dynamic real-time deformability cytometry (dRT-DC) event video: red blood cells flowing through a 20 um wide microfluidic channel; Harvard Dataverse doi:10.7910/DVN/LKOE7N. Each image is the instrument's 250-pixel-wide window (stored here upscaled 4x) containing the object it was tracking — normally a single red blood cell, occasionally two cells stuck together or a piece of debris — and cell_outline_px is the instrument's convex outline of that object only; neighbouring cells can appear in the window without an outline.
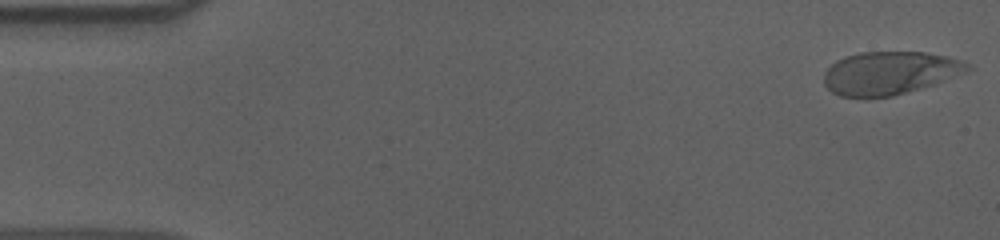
{"species": "human", "species_latin": "Homo sapiens", "temperature_condition": "cold", "stored_images_in_passage": 55, "camera_frame_rate_fps": 3000, "um_per_image_px": 0.085, "donor": {"sex": "male"}, "frame": {"image": 1, "passage_image": 1, "time_ms": 0.0, "image_size_px": [1000, 240], "cell_outline_px": [[972, 68], [932, 84], [892, 96], [840, 96], [832, 92], [824, 84], [824, 72], [836, 60], [860, 52], [924, 52], [948, 56], [960, 60], [968, 64]], "centroid_in_image_um": [75.57, 6.18], "position_along_channel_um": 9.4, "area_um2": 35.2}}
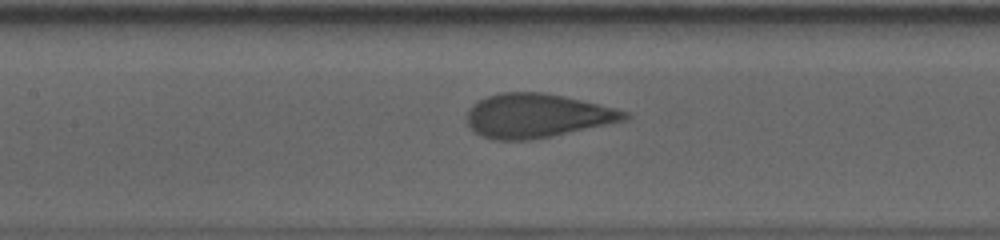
{"frame": {"image": 2, "passage_image": 25, "time_ms": 8.0, "image_size_px": [1000, 240], "cell_outline_px": [[632, 116], [628, 120], [552, 136], [528, 140], [492, 140], [480, 136], [468, 124], [468, 112], [472, 104], [488, 96], [500, 92], [544, 92], [564, 96], [616, 108], [628, 112]], "centroid_in_image_um": [45.67, 9.83], "position_along_channel_um": 161.7, "area_um2": 40.46}}
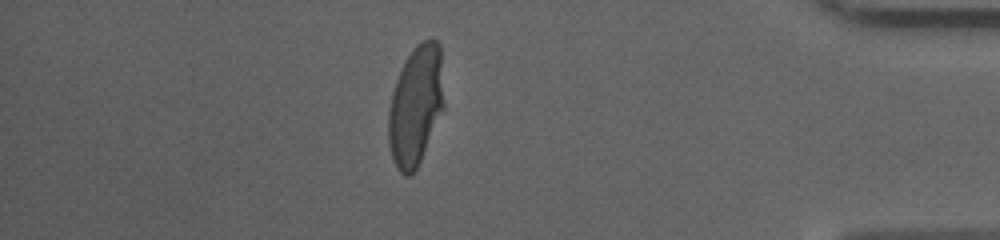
{"frame": {"image": 3, "passage_image": 48, "time_ms": 15.667, "image_size_px": [1000, 240], "cell_outline_px": [[444, 108], [420, 160], [416, 168], [408, 176], [404, 176], [396, 168], [388, 144], [388, 112], [392, 92], [396, 80], [404, 60], [416, 44], [424, 40], [436, 40], [440, 44], [444, 104]], "centroid_in_image_um": [35.32, 8.95], "position_along_channel_um": 399.9, "area_um2": 38.73}, "authors_computed_cell_mechanics": {"area_um2": 39.4774, "velocity_mm_per_s": 3.6119, "shape_relaxation_time_tau1_ms": 4.8883, "shape_relaxation_time_tau2_ms": null, "deformation_change_tau1": 0.2014, "deformation_change_tau2": null}}